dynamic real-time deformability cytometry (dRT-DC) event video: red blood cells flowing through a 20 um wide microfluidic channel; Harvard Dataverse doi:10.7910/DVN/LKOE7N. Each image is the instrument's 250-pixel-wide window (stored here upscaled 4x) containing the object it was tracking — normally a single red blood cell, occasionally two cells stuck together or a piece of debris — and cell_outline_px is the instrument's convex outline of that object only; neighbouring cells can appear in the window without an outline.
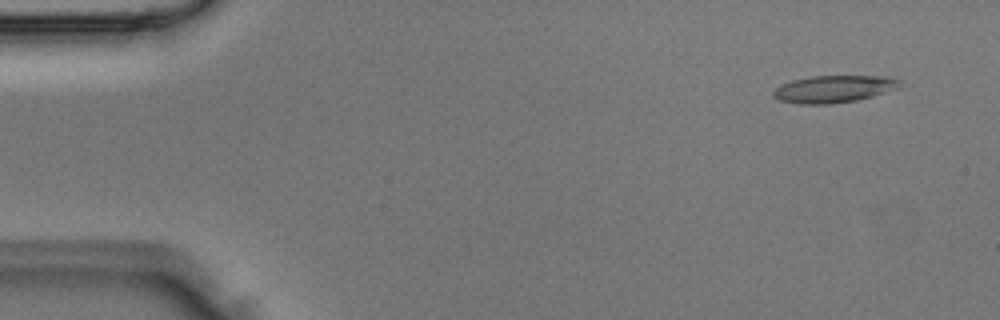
{"species": "Egyptian fruit bat (a non-hibernating species)", "species_latin": "Rousettus aegyptiacus", "temperature_condition": "room temperature", "stored_images_in_passage": 3, "camera_frame_rate_fps": 3000, "um_per_image_px": 0.085, "animal": {"sex": "male"}, "frame": {"image": 1, "passage_image": 1, "time_ms": 0.0, "image_size_px": [1000, 320], "cell_outline_px": [[900, 88], [872, 96], [856, 100], [828, 104], [800, 104], [780, 100], [772, 96], [772, 92], [776, 88], [792, 80], [812, 76], [888, 76], [900, 80]], "centroid_in_image_um": [70.89, 7.56], "position_along_channel_um": 14.1, "area_um2": 19.94}}
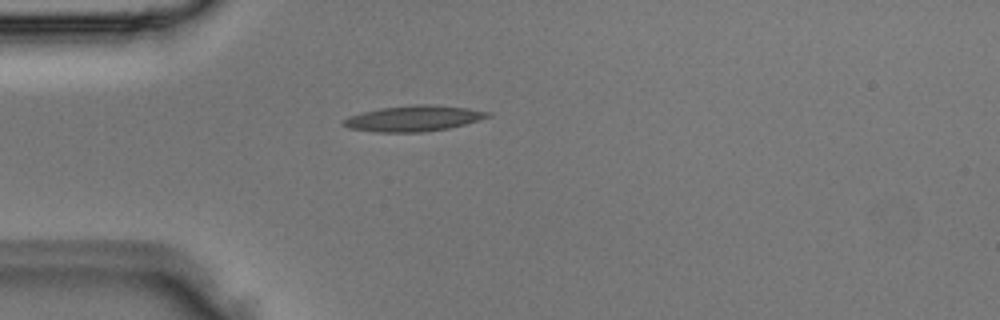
{"frame": {"image": 2, "passage_image": 3, "time_ms": 0.667, "image_size_px": [1000, 320], "cell_outline_px": [[492, 116], [480, 120], [448, 128], [424, 132], [376, 132], [348, 128], [340, 124], [348, 116], [380, 108], [416, 104], [428, 104], [468, 108], [488, 112]], "centroid_in_image_um": [35.14, 10.07], "position_along_channel_um": 49.9, "area_um2": 21.56}}